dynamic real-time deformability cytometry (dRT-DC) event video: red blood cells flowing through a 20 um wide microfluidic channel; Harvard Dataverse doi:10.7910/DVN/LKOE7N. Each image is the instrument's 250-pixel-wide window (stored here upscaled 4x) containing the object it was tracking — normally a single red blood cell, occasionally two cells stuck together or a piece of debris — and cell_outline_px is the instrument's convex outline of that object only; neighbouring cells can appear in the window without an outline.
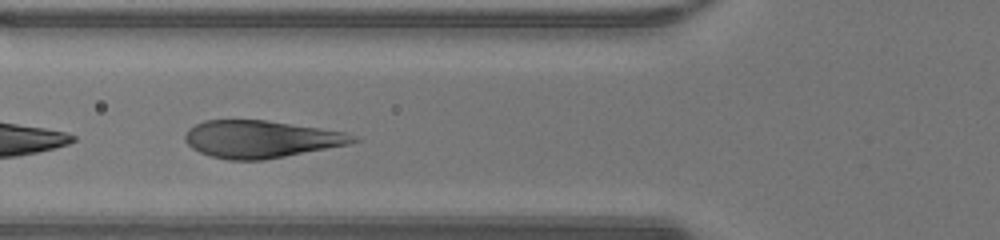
{"species": "human", "species_latin": "Homo sapiens", "temperature_condition": "warm", "stored_images_in_passage": 18, "camera_frame_rate_fps": 3000, "um_per_image_px": 0.085, "donor": {"sex": "male"}, "frame": {"image": 1, "passage_image": 13, "time_ms": 4.0, "image_size_px": [1000, 240], "cell_outline_px": [[360, 140], [348, 144], [264, 160], [228, 160], [212, 156], [200, 152], [192, 148], [184, 140], [184, 136], [188, 128], [204, 120], [264, 120], [344, 132]], "centroid_in_image_um": [22.1, 11.83], "position_along_channel_um": 103.7, "area_um2": 36.07}}
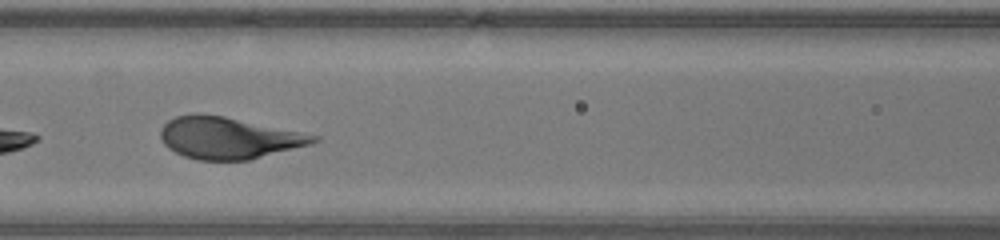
{"frame": {"image": 2, "passage_image": 16, "time_ms": 5.0, "image_size_px": [1000, 240], "cell_outline_px": [[320, 140], [312, 144], [248, 160], [196, 160], [184, 156], [168, 148], [164, 144], [160, 136], [160, 132], [164, 124], [168, 120], [176, 116], [196, 112], [224, 116], [320, 136]], "centroid_in_image_um": [19.4, 11.71], "position_along_channel_um": 147.2, "area_um2": 37.17}}